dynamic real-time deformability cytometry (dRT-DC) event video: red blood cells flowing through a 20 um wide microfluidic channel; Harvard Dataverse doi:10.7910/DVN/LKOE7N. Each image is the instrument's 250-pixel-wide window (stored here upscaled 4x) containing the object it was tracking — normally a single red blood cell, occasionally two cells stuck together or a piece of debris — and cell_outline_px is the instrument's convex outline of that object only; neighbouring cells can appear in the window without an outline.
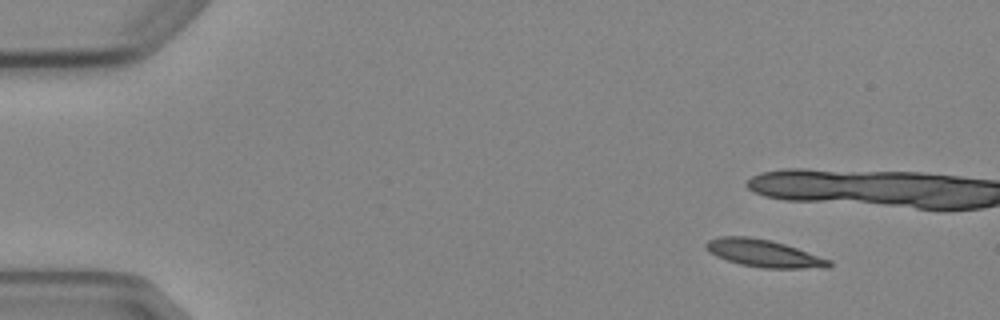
{"species": "Egyptian fruit bat (a non-hibernating species)", "species_latin": "Rousettus aegyptiacus", "temperature_condition": "cold", "stored_images_in_passage": 4, "camera_frame_rate_fps": 3000, "um_per_image_px": 0.085, "animal": {"sex": "female"}, "frame": {"image": 1, "passage_image": 1, "time_ms": 0.0, "image_size_px": [1000, 320], "cell_outline_px": [[832, 264], [828, 268], [760, 268], [740, 264], [716, 256], [704, 248], [704, 244], [708, 240], [720, 236], [748, 236], [768, 240], [784, 244], [832, 260]], "centroid_in_image_um": [64.91, 21.54], "position_along_channel_um": 20.1, "area_um2": 19.59}}